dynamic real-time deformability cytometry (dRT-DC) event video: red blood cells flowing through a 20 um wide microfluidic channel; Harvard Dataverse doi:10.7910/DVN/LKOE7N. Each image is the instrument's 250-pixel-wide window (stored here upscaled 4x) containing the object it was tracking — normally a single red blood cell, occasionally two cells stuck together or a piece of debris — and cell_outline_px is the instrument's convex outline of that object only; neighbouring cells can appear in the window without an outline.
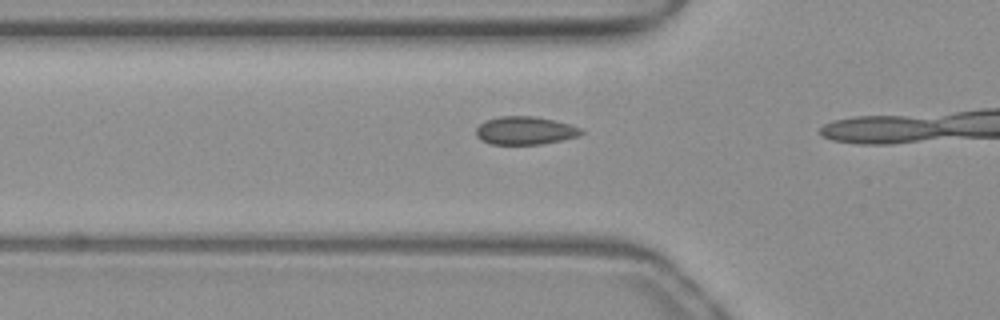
{"species": "common noctule bat (a hibernating species)", "species_latin": "Nyctalus noctula", "temperature_condition": "warm", "stored_images_in_passage": 8, "camera_frame_rate_fps": 3000, "um_per_image_px": 0.085, "animal": {"sex": "female", "body_mass_g": 19.3, "forearm_length_mm": 54.1}, "frame": {"image": 1, "passage_image": 6, "time_ms": 1.667, "image_size_px": [1000, 320], "cell_outline_px": [[584, 132], [580, 136], [540, 144], [488, 144], [480, 140], [476, 136], [476, 128], [480, 124], [488, 120], [500, 116], [536, 116], [568, 124], [580, 128]], "centroid_in_image_um": [44.6, 11.1], "position_along_channel_um": 81.2, "area_um2": 17.11}}